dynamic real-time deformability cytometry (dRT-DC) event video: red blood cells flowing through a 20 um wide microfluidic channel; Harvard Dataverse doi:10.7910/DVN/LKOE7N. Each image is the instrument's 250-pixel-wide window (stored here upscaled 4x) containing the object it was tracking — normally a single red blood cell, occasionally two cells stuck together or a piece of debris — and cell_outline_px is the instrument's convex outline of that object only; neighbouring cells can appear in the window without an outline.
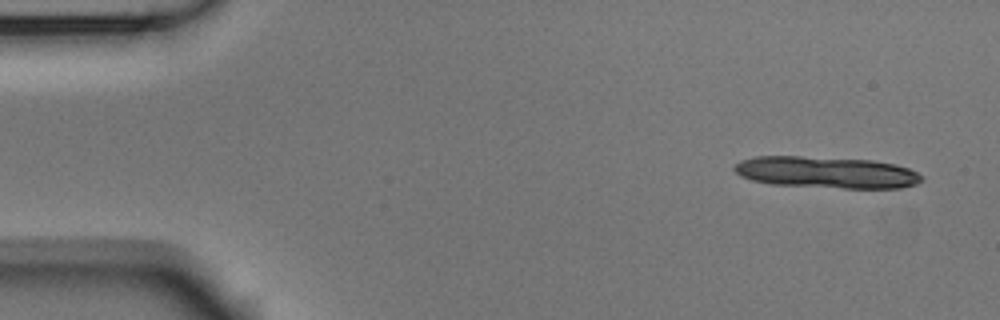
{"species": "Egyptian fruit bat (a non-hibernating species)", "species_latin": "Rousettus aegyptiacus", "temperature_condition": "room temperature", "stored_images_in_passage": 6, "camera_frame_rate_fps": 3000, "um_per_image_px": 0.085, "animal": {"sex": "male"}, "frame": {"image": 1, "passage_image": 1, "time_ms": 0.0, "image_size_px": [1000, 320], "cell_outline_px": [[924, 180], [916, 184], [900, 188], [844, 188], [772, 184], [752, 180], [740, 176], [732, 168], [740, 160], [756, 156], [800, 156], [872, 160], [896, 164], [908, 168], [924, 176]], "centroid_in_image_um": [70.26, 14.65], "position_along_channel_um": 14.7, "area_um2": 34.62}}
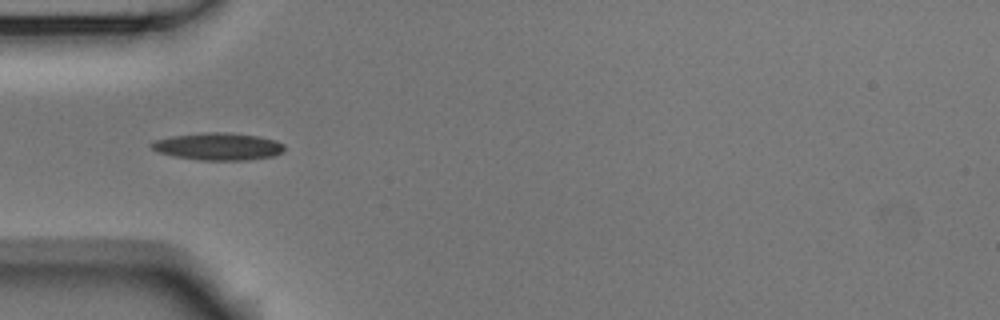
{"frame": {"image": 2, "passage_image": 5, "time_ms": 1.333, "image_size_px": [1000, 320], "cell_outline_px": [[284, 152], [272, 156], [248, 160], [200, 160], [176, 156], [160, 152], [152, 148], [148, 144], [156, 140], [172, 136], [204, 132], [228, 132], [260, 136], [276, 140], [284, 144]], "centroid_in_image_um": [18.59, 12.44], "position_along_channel_um": 66.4, "area_um2": 21.15}}
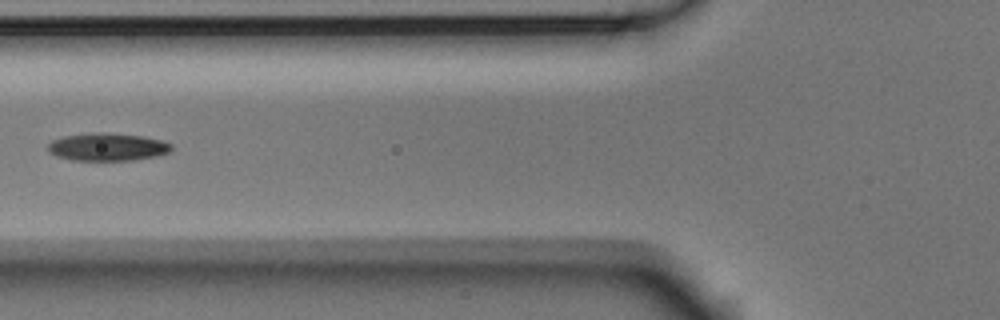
{"frame": {"image": 3, "passage_image": 6, "time_ms": 1.667, "image_size_px": [1000, 320], "cell_outline_px": [[172, 148], [168, 152], [160, 156], [132, 160], [72, 160], [56, 156], [48, 152], [48, 144], [52, 140], [64, 136], [92, 132], [100, 132], [140, 136], [160, 140], [172, 144]], "centroid_in_image_um": [9.11, 12.49], "position_along_channel_um": 116.7, "area_um2": 19.94}}